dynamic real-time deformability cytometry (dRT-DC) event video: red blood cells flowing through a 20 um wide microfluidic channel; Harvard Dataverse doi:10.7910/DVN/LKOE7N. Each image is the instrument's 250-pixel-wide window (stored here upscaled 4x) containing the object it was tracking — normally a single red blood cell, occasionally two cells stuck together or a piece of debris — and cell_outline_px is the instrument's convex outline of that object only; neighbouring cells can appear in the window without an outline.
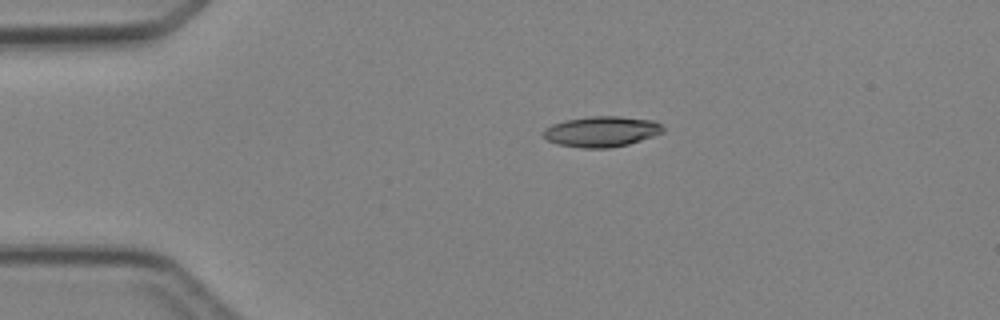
{"species": "Egyptian fruit bat (a non-hibernating species)", "species_latin": "Rousettus aegyptiacus", "temperature_condition": "cold", "stored_images_in_passage": 4, "camera_frame_rate_fps": 3000, "um_per_image_px": 0.085, "animal": {"sex": "female"}, "frame": {"image": 1, "passage_image": 3, "time_ms": 2.333, "image_size_px": [1000, 320], "cell_outline_px": [[664, 132], [628, 144], [608, 148], [580, 148], [560, 144], [548, 140], [544, 136], [544, 128], [552, 124], [564, 120], [592, 116], [620, 116], [656, 120], [664, 128]], "centroid_in_image_um": [51.15, 11.17], "position_along_channel_um": 33.8, "area_um2": 21.27}}